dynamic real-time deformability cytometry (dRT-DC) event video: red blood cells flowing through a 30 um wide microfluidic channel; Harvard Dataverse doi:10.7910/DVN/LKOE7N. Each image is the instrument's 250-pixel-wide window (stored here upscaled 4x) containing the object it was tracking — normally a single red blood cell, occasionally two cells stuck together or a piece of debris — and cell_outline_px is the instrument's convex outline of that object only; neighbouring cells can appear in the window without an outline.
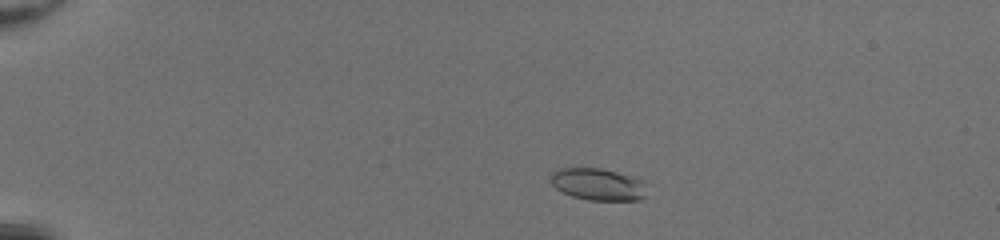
{"species": "common noctule bat (a hibernating species)", "species_latin": "Nyctalus noctula", "temperature_condition": "room temperature", "stored_images_in_passage": 47, "camera_frame_rate_fps": 3000, "um_per_image_px": 0.085, "animal": {"sex": "female", "body_mass_g": 20.0, "forearm_length_mm": 54.0}, "frame": {"image": 1, "passage_image": 8, "time_ms": 2.333, "image_size_px": [1000, 240], "cell_outline_px": [[644, 196], [640, 200], [588, 200], [572, 196], [556, 188], [552, 184], [552, 172], [564, 168], [600, 168], [616, 172], [640, 180]], "centroid_in_image_um": [50.77, 15.67], "position_along_channel_um": 34.2, "area_um2": 17.28}}
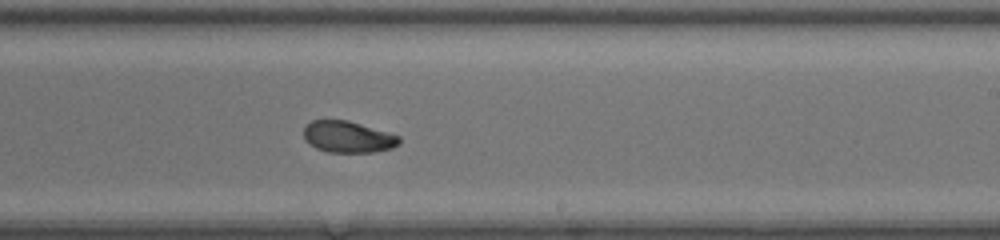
{"frame": {"image": 2, "passage_image": 30, "time_ms": 9.667, "image_size_px": [1000, 240], "cell_outline_px": [[400, 144], [392, 148], [376, 152], [328, 152], [316, 148], [308, 144], [304, 140], [304, 128], [312, 120], [348, 120], [388, 132], [400, 136]], "centroid_in_image_um": [29.58, 11.64], "position_along_channel_um": 259.4, "area_um2": 17.63}}
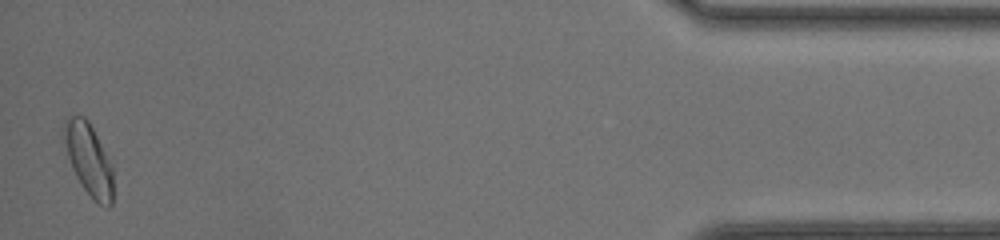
{"frame": {"image": 3, "passage_image": 47, "time_ms": 15.333, "image_size_px": [1000, 240], "cell_outline_px": [[112, 204], [108, 208], [104, 208], [92, 200], [76, 176], [72, 168], [68, 156], [64, 140], [64, 120], [68, 116], [84, 116], [88, 120], [112, 164]], "centroid_in_image_um": [7.55, 13.58], "position_along_channel_um": 427.6, "area_um2": 20.46}, "authors_computed_cell_mechanics": {"area_um2": 18.3804, "velocity_mm_per_s": 4.2353, "shape_relaxation_time_tau1_ms": 4.6228, "shape_relaxation_time_tau2_ms": 3.683, "deformation_change_tau1": 0.1373, "deformation_change_tau2": 0.0841}}